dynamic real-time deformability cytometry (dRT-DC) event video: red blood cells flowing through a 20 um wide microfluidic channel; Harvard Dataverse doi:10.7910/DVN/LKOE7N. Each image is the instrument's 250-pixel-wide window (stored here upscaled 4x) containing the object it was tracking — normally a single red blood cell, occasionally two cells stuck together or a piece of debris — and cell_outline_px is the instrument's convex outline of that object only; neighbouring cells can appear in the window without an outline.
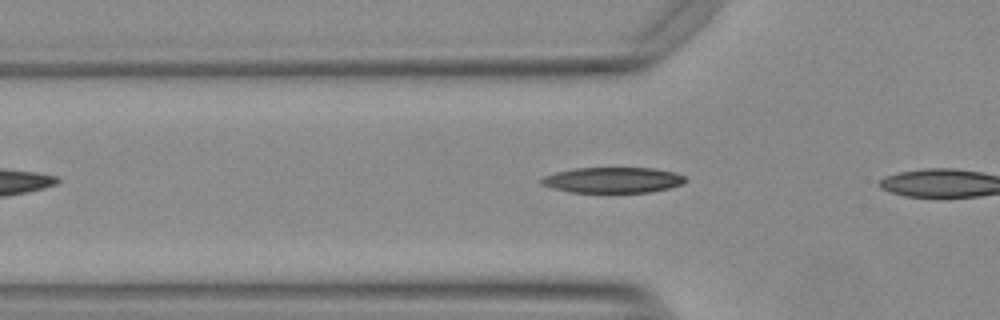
{"species": "Egyptian fruit bat (a non-hibernating species)", "species_latin": "Rousettus aegyptiacus", "temperature_condition": "warm", "stored_images_in_passage": 5, "camera_frame_rate_fps": 3000, "um_per_image_px": 0.085, "animal": {"sex": "female"}, "frame": {"image": 1, "passage_image": 3, "time_ms": 0.667, "image_size_px": [1000, 320], "cell_outline_px": [[688, 180], [684, 184], [652, 192], [568, 192], [552, 188], [540, 184], [540, 180], [544, 176], [556, 172], [576, 168], [652, 168], [676, 172], [684, 176]], "centroid_in_image_um": [52.11, 15.3], "position_along_channel_um": 73.7, "area_um2": 21.62}}